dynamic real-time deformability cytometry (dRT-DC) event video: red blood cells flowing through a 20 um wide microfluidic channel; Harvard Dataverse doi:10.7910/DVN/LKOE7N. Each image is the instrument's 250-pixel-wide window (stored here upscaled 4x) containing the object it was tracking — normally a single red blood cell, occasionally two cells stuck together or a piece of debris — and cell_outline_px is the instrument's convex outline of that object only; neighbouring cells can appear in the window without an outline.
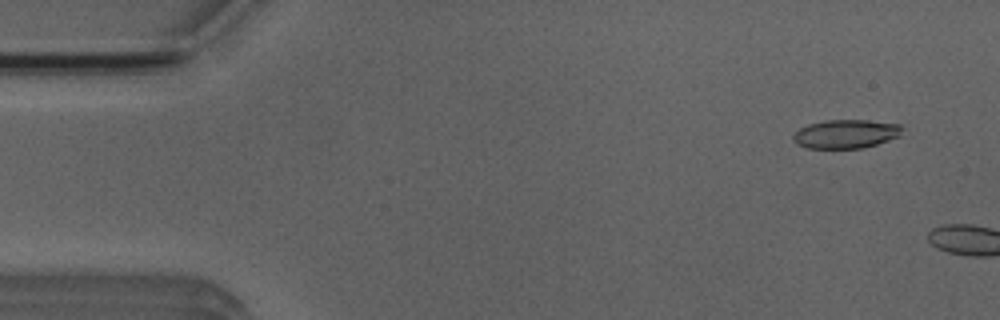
{"species": "Egyptian fruit bat (a non-hibernating species)", "species_latin": "Rousettus aegyptiacus", "temperature_condition": "room temperature", "stored_images_in_passage": 2, "camera_frame_rate_fps": 3000, "um_per_image_px": 0.085, "animal": {"sex": "male"}, "frame": {"image": 1, "passage_image": 1, "time_ms": 0.0, "image_size_px": [1000, 320], "cell_outline_px": [[904, 128], [900, 136], [864, 148], [808, 148], [796, 144], [792, 140], [792, 136], [800, 128], [808, 124], [824, 120], [868, 120], [904, 124]], "centroid_in_image_um": [71.93, 11.37], "position_along_channel_um": 13.1, "area_um2": 18.5}}